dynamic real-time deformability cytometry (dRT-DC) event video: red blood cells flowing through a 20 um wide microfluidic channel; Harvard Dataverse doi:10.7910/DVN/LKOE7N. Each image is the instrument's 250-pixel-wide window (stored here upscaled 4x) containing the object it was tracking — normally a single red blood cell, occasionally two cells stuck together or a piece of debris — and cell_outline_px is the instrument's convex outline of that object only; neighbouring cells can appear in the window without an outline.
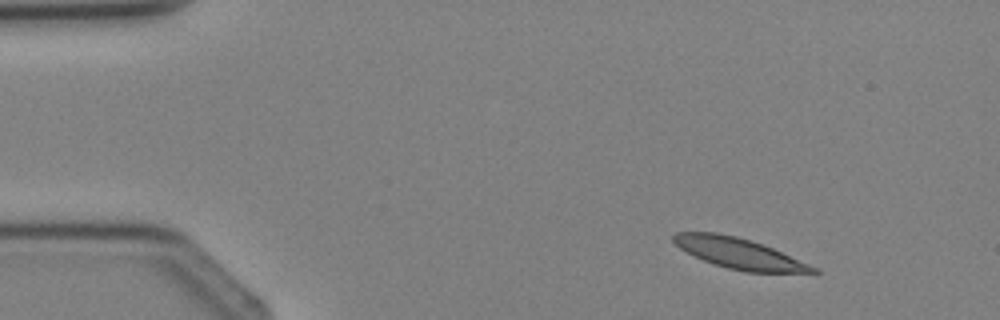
{"species": "Egyptian fruit bat (a non-hibernating species)", "species_latin": "Rousettus aegyptiacus", "temperature_condition": "cold", "stored_images_in_passage": 3, "camera_frame_rate_fps": 3000, "um_per_image_px": 0.085, "animal": {"sex": "female"}, "frame": {"image": 1, "passage_image": 1, "time_ms": 0.0, "image_size_px": [1000, 320], "cell_outline_px": [[820, 272], [744, 272], [728, 268], [704, 260], [680, 248], [672, 240], [672, 236], [676, 232], [716, 232], [736, 236], [764, 244], [808, 264], [816, 268]], "centroid_in_image_um": [62.78, 21.52], "position_along_channel_um": 22.2, "area_um2": 24.39}}
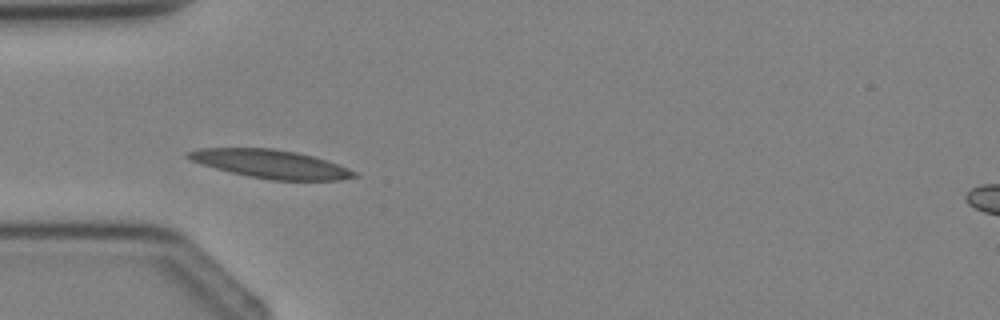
{"frame": {"image": 2, "passage_image": 3, "time_ms": 2.333, "image_size_px": [1000, 320], "cell_outline_px": [[360, 176], [340, 180], [272, 180], [248, 176], [200, 164], [184, 156], [188, 152], [196, 148], [272, 148], [296, 152], [328, 160], [348, 168], [356, 172]], "centroid_in_image_um": [23.03, 13.93], "position_along_channel_um": 62.0, "area_um2": 27.46}}